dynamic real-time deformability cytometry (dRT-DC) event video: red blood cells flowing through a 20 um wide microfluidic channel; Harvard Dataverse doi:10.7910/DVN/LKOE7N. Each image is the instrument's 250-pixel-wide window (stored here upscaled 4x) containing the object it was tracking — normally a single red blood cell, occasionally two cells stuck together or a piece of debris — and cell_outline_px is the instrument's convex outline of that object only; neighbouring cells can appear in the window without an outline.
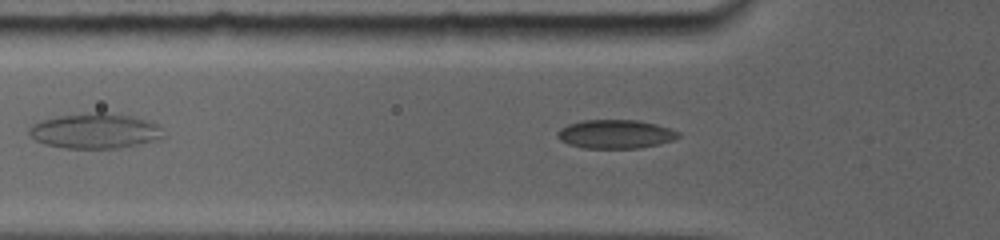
{"species": "common noctule bat (a hibernating species)", "species_latin": "Nyctalus noctula", "temperature_condition": "room temperature", "stored_images_in_passage": 62, "camera_frame_rate_fps": 5000, "um_per_image_px": 0.085, "animal": {"sex": "female", "body_mass_g": 19.0, "forearm_length_mm": 56.7}, "frame": {"image": 1, "passage_image": 10, "time_ms": 2.8, "image_size_px": [1000, 240], "cell_outline_px": [[680, 136], [672, 140], [656, 144], [636, 148], [584, 148], [560, 140], [560, 132], [568, 124], [584, 120], [636, 120], [652, 124], [676, 132]], "centroid_in_image_um": [52.29, 11.4], "position_along_channel_um": 73.5, "area_um2": 19.31}}
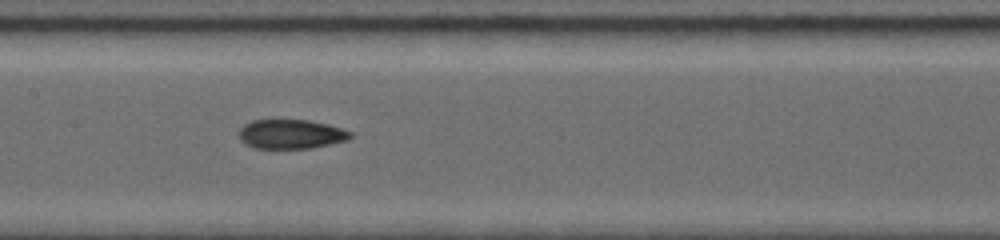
{"frame": {"image": 2, "passage_image": 25, "time_ms": 5.6, "image_size_px": [1000, 240], "cell_outline_px": [[352, 136], [344, 140], [328, 144], [308, 148], [256, 148], [248, 144], [240, 136], [240, 128], [244, 124], [252, 120], [308, 120], [328, 124], [352, 132]], "centroid_in_image_um": [24.74, 11.38], "position_along_channel_um": 182.7, "area_um2": 18.55}}
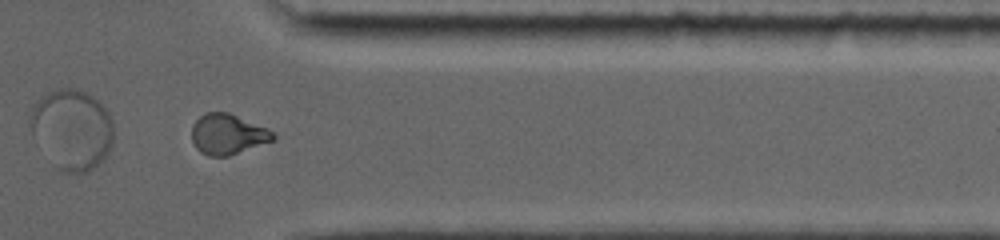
{"frame": {"image": 3, "passage_image": 56, "time_ms": 11.0, "image_size_px": [1000, 240], "cell_outline_px": [[276, 140], [228, 156], [208, 156], [200, 152], [196, 148], [192, 140], [192, 124], [204, 112], [228, 112], [268, 128], [276, 132]], "centroid_in_image_um": [19.38, 11.41], "position_along_channel_um": 392.0, "area_um2": 19.42}}